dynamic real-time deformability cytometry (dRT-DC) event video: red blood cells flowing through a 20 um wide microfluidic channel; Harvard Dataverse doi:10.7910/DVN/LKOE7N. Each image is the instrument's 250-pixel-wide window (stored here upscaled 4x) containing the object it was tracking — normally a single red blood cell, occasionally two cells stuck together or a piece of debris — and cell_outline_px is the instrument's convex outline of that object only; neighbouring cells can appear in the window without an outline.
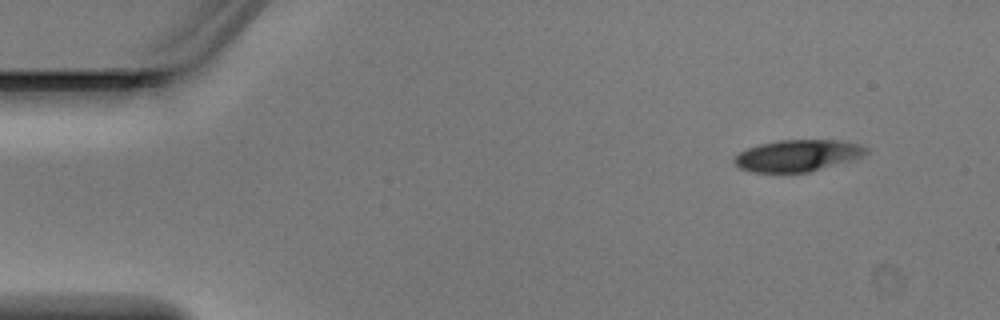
{"species": "Egyptian fruit bat (a non-hibernating species)", "species_latin": "Rousettus aegyptiacus", "temperature_condition": "warm", "stored_images_in_passage": 5, "camera_frame_rate_fps": 3000, "um_per_image_px": 0.085, "animal": {"sex": "male"}, "frame": {"image": 1, "passage_image": 1, "time_ms": 0.0, "image_size_px": [1000, 320], "cell_outline_px": [[868, 152], [852, 160], [808, 172], [752, 172], [740, 168], [732, 160], [740, 152], [748, 148], [760, 144], [780, 140], [836, 140], [860, 144], [868, 148]], "centroid_in_image_um": [67.79, 13.22], "position_along_channel_um": 17.2, "area_um2": 24.04}}
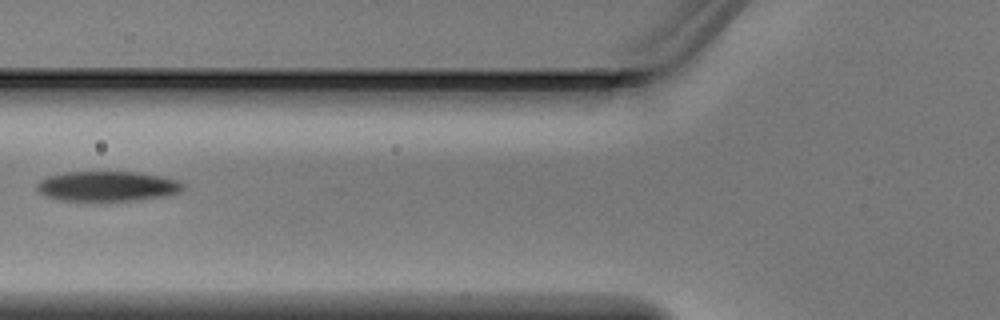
{"frame": {"image": 2, "passage_image": 4, "time_ms": 1.0, "image_size_px": [1000, 320], "cell_outline_px": [[184, 188], [180, 192], [164, 196], [136, 200], [56, 200], [44, 196], [36, 188], [36, 184], [40, 180], [48, 176], [68, 172], [136, 172], [160, 176], [180, 180], [184, 184]], "centroid_in_image_um": [9.12, 15.83], "position_along_channel_um": 116.7, "area_um2": 25.49}}
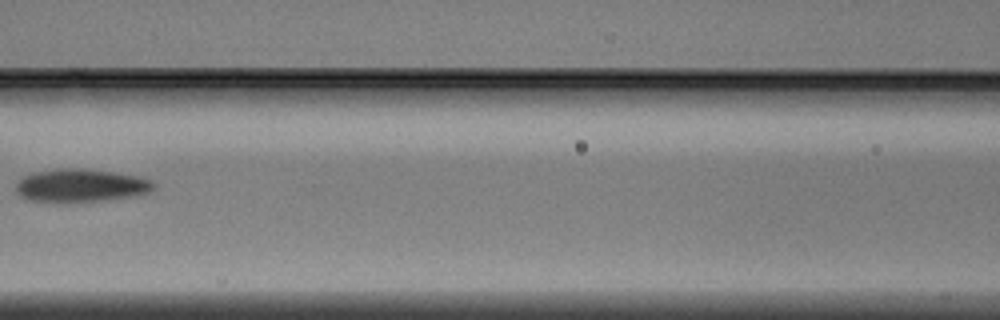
{"frame": {"image": 3, "passage_image": 5, "time_ms": 1.333, "image_size_px": [1000, 320], "cell_outline_px": [[156, 188], [148, 192], [132, 196], [100, 200], [32, 200], [20, 196], [16, 192], [16, 184], [24, 176], [32, 172], [72, 168], [76, 168], [112, 172], [136, 176], [152, 180], [156, 184]], "centroid_in_image_um": [6.9, 15.74], "position_along_channel_um": 159.7, "area_um2": 25.55}}